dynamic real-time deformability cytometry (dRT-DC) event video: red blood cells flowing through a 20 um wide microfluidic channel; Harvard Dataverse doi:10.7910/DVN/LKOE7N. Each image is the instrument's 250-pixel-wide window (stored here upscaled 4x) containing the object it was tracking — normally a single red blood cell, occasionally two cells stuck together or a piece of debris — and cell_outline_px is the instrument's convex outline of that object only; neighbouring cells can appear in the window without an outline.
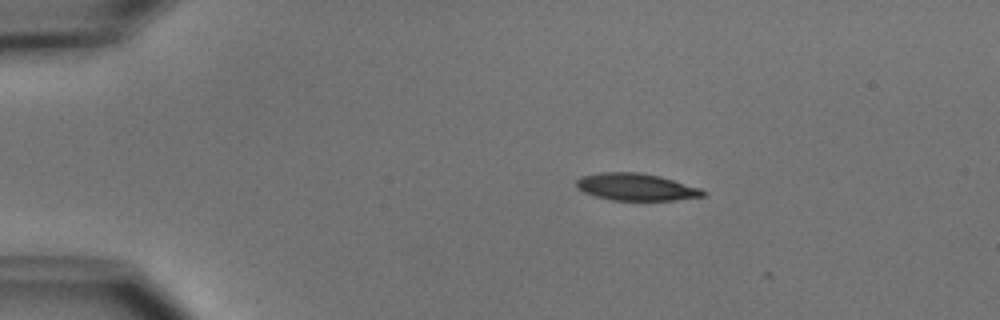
{"species": "common noctule bat (a hibernating species)", "species_latin": "Nyctalus noctula", "temperature_condition": "cold", "stored_images_in_passage": 3, "camera_frame_rate_fps": 3000, "um_per_image_px": 0.085, "animal": {"sex": "male", "body_mass_g": 15.6}, "frame": {"image": 1, "passage_image": 2, "time_ms": 0.333, "image_size_px": [1000, 320], "cell_outline_px": [[708, 192], [704, 196], [676, 200], [612, 200], [596, 196], [584, 192], [576, 188], [576, 180], [580, 176], [600, 172], [640, 172], [660, 176], [700, 188]], "centroid_in_image_um": [54.06, 15.89], "position_along_channel_um": 30.9, "area_um2": 20.11}}